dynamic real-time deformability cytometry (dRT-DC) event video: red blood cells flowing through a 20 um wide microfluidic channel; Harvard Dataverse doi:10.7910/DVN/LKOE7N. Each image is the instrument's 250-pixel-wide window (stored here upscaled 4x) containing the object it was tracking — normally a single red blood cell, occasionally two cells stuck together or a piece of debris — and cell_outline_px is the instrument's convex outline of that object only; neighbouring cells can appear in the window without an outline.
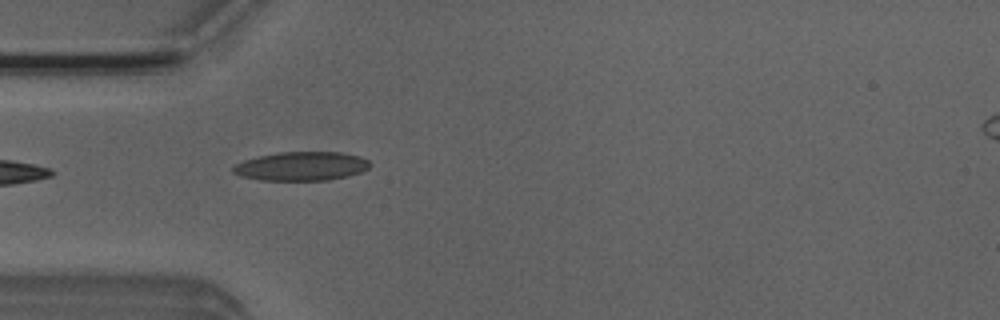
{"species": "Egyptian fruit bat (a non-hibernating species)", "species_latin": "Rousettus aegyptiacus", "temperature_condition": "room temperature", "stored_images_in_passage": 1, "camera_frame_rate_fps": 3000, "um_per_image_px": 0.085, "animal": {"sex": "male"}, "frame": {"image": 1, "passage_image": 1, "time_ms": 0.0, "image_size_px": [1000, 320], "cell_outline_px": [[372, 164], [368, 168], [360, 172], [348, 176], [328, 180], [260, 180], [240, 176], [232, 172], [232, 168], [236, 164], [244, 160], [260, 156], [280, 152], [340, 152], [360, 156], [368, 160]], "centroid_in_image_um": [25.63, 14.13], "position_along_channel_um": 59.4, "area_um2": 23.0}}